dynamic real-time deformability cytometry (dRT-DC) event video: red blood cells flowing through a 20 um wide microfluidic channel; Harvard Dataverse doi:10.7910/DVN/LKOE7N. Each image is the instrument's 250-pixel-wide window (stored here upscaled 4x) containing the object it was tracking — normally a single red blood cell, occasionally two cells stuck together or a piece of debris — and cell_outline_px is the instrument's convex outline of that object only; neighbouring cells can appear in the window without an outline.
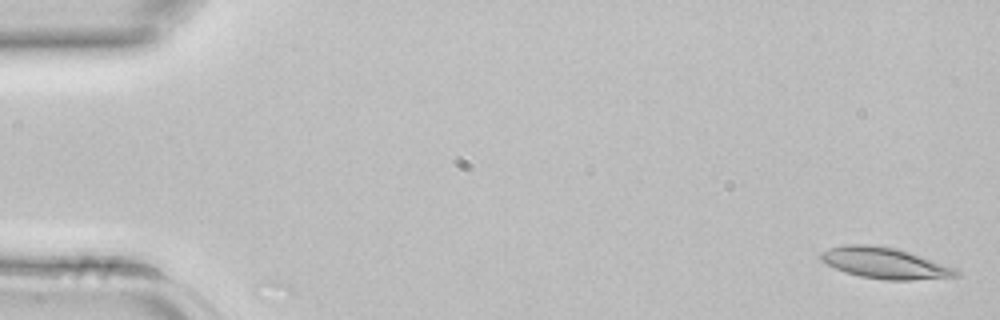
{"species": "common noctule bat (a hibernating species)", "species_latin": "Nyctalus noctula", "temperature_condition": "room temperature", "stored_images_in_passage": 33, "camera_frame_rate_fps": 3000, "um_per_image_px": 0.085, "animal": {"sex": "female", "body_mass_g": 22.7, "forearm_length_mm": 54.2}, "frame": {"image": 1, "passage_image": 1, "time_ms": 0.0, "image_size_px": [1000, 320], "cell_outline_px": [[960, 276], [912, 280], [884, 280], [860, 276], [844, 272], [820, 260], [820, 252], [828, 248], [848, 244], [864, 244], [896, 248], [956, 268], [960, 272]], "centroid_in_image_um": [75.2, 22.37], "position_along_channel_um": 9.8, "area_um2": 24.33}}
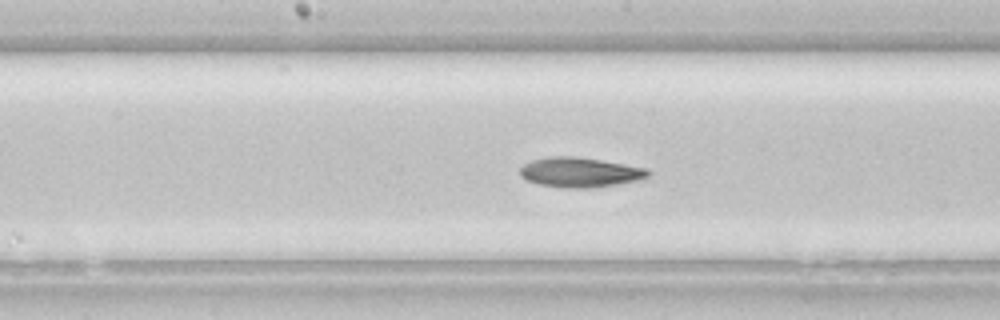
{"frame": {"image": 2, "passage_image": 22, "time_ms": 7.0, "image_size_px": [1000, 320], "cell_outline_px": [[652, 172], [648, 176], [640, 180], [592, 188], [560, 188], [540, 184], [528, 180], [520, 176], [520, 168], [524, 164], [532, 160], [548, 156], [576, 156], [648, 168]], "centroid_in_image_um": [49.31, 14.64], "position_along_channel_um": 198.9, "area_um2": 22.37}}
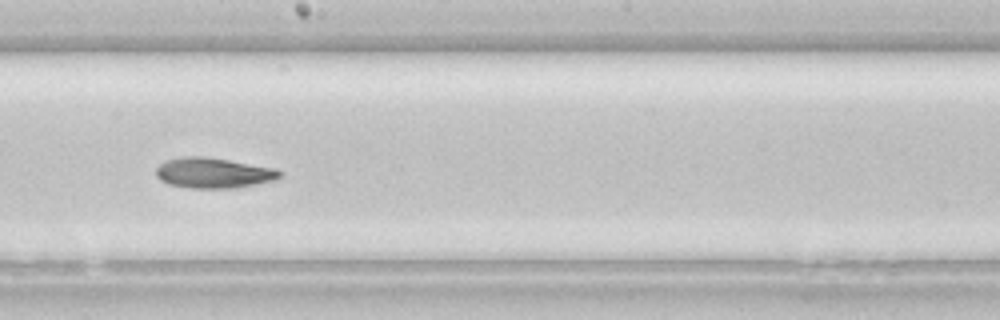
{"frame": {"image": 3, "passage_image": 24, "time_ms": 7.667, "image_size_px": [1000, 320], "cell_outline_px": [[284, 172], [280, 176], [272, 180], [236, 188], [192, 188], [168, 184], [160, 180], [156, 176], [156, 168], [164, 160], [180, 156], [204, 156], [276, 168]], "centroid_in_image_um": [18.1, 14.69], "position_along_channel_um": 230.1, "area_um2": 21.96}}